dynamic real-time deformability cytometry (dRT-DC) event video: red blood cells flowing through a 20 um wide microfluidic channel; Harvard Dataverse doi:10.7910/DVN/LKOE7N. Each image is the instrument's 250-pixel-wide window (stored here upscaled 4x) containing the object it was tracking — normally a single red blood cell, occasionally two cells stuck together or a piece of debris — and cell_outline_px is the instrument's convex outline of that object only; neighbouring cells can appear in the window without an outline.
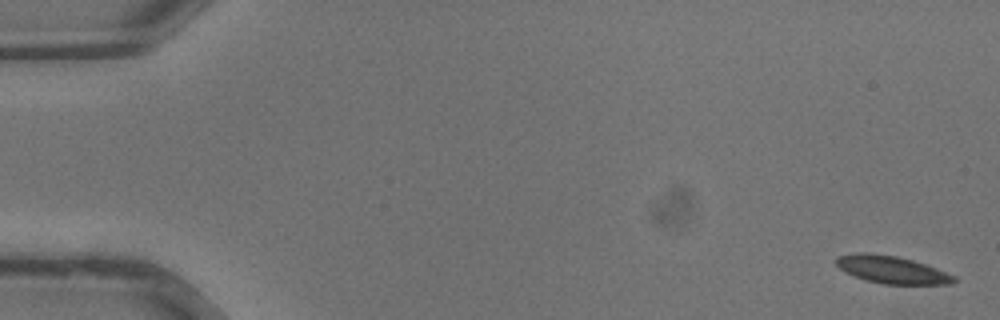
{"species": "common noctule bat (a hibernating species)", "species_latin": "Nyctalus noctula", "temperature_condition": "warm", "stored_images_in_passage": 36, "camera_frame_rate_fps": 3000, "um_per_image_px": 0.085, "animal": {"sex": "male", "body_mass_g": 13.3}, "frame": {"image": 1, "passage_image": 1, "time_ms": 0.0, "image_size_px": [1000, 320], "cell_outline_px": [[960, 280], [952, 284], [884, 284], [864, 280], [844, 272], [836, 264], [836, 256], [856, 252], [868, 252], [896, 256], [912, 260], [936, 268], [956, 276]], "centroid_in_image_um": [75.8, 22.92], "position_along_channel_um": 9.2, "area_um2": 19.07}}
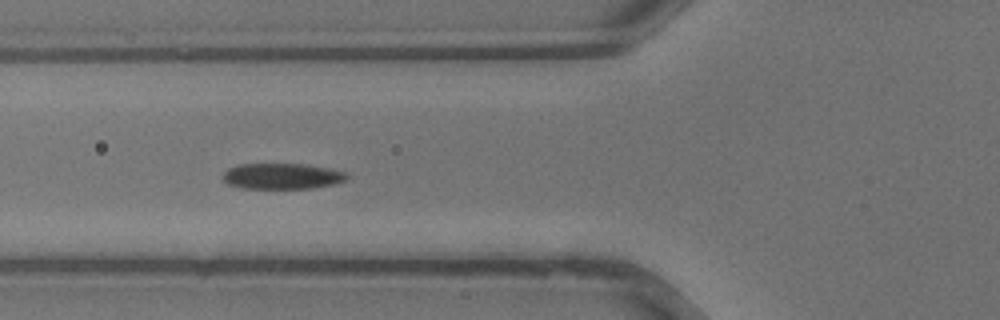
{"frame": {"image": 2, "passage_image": 14, "time_ms": 4.333, "image_size_px": [1000, 320], "cell_outline_px": [[348, 176], [344, 180], [336, 184], [312, 188], [240, 188], [228, 184], [220, 176], [228, 168], [240, 164], [304, 164], [328, 168], [348, 172]], "centroid_in_image_um": [23.96, 14.97], "position_along_channel_um": 101.8, "area_um2": 18.73}}
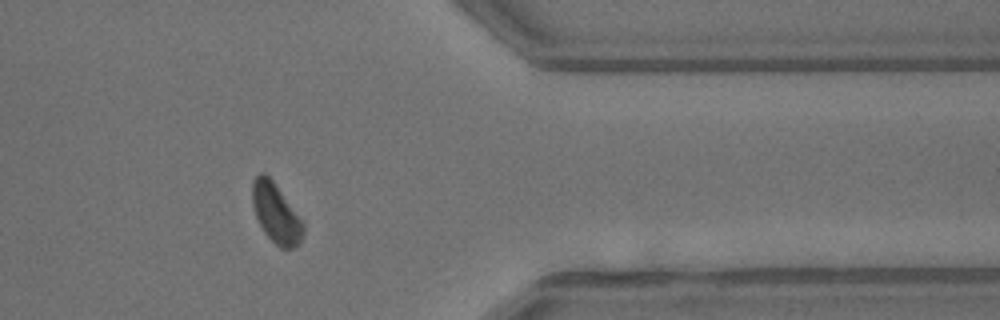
{"frame": {"image": 3, "passage_image": 30, "time_ms": 9.667, "image_size_px": [1000, 320], "cell_outline_px": [[304, 232], [300, 244], [292, 248], [280, 248], [264, 232], [256, 216], [252, 204], [252, 180], [260, 172], [264, 172], [272, 180], [304, 224]], "centroid_in_image_um": [23.44, 18.13], "position_along_channel_um": 388.0, "area_um2": 17.34}}